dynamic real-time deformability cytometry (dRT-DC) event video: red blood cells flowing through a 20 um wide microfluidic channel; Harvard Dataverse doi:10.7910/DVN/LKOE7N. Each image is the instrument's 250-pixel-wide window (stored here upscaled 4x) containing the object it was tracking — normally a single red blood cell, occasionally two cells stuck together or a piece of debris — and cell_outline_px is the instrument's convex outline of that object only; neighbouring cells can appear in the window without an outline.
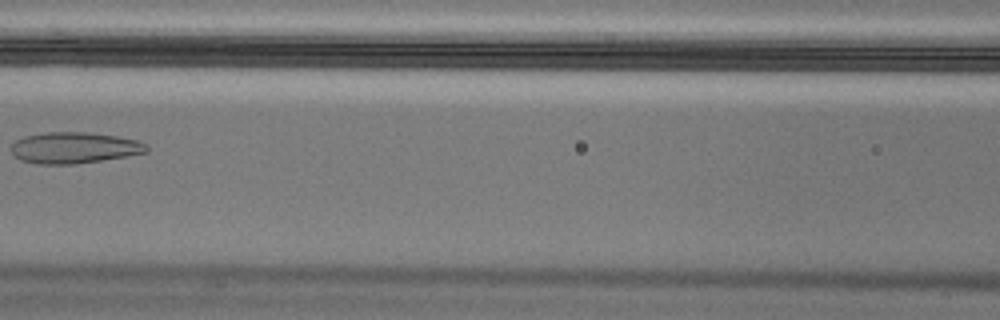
{"species": "Egyptian fruit bat (a non-hibernating species)", "species_latin": "Rousettus aegyptiacus", "temperature_condition": "cold", "stored_images_in_passage": 8, "camera_frame_rate_fps": 3000, "um_per_image_px": 0.085, "animal": {"sex": "male"}, "frame": {"image": 1, "passage_image": 7, "time_ms": 2.0, "image_size_px": [1000, 320], "cell_outline_px": [[148, 152], [128, 156], [72, 164], [36, 164], [20, 160], [12, 152], [12, 144], [16, 140], [24, 136], [48, 132], [92, 132], [116, 136], [136, 140], [148, 144]], "centroid_in_image_um": [6.32, 12.55], "position_along_channel_um": 160.3, "area_um2": 24.62}}